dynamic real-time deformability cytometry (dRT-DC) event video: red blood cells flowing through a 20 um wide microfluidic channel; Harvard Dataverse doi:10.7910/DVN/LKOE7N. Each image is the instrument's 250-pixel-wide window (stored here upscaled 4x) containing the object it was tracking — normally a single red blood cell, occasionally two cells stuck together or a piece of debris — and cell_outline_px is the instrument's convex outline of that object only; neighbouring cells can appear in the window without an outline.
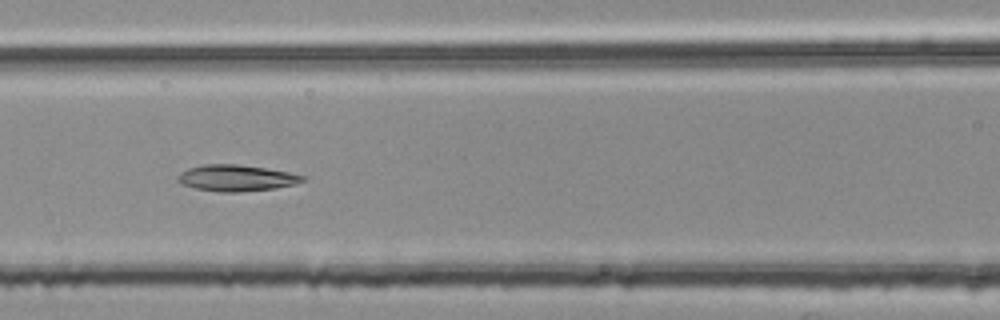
{"species": "common noctule bat (a hibernating species)", "species_latin": "Nyctalus noctula", "temperature_condition": "room temperature", "stored_images_in_passage": 38, "camera_frame_rate_fps": 3000, "um_per_image_px": 0.085, "animal": {"sex": "female", "body_mass_g": 25.1}, "frame": {"image": 1, "passage_image": 8, "time_ms": 2.333, "image_size_px": [1000, 320], "cell_outline_px": [[304, 180], [296, 184], [276, 188], [236, 192], [220, 192], [196, 188], [184, 184], [176, 180], [176, 176], [180, 172], [188, 168], [204, 164], [236, 164], [264, 168], [288, 172], [304, 176]], "centroid_in_image_um": [20.06, 15.13], "position_along_channel_um": 146.5, "area_um2": 18.96}}
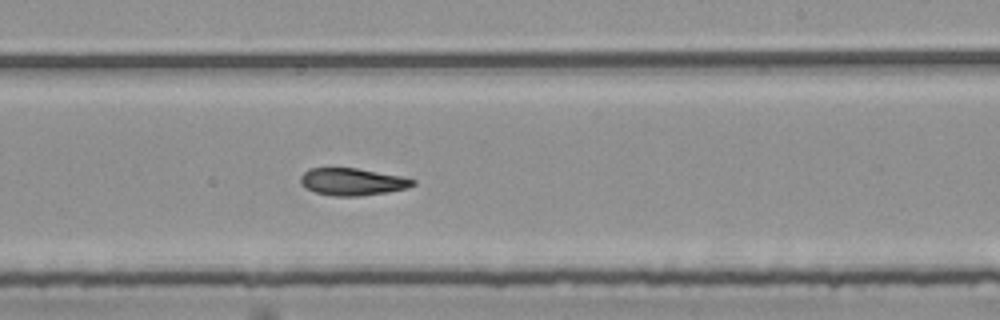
{"frame": {"image": 2, "passage_image": 17, "time_ms": 5.333, "image_size_px": [1000, 320], "cell_outline_px": [[416, 184], [408, 188], [388, 192], [360, 196], [336, 196], [316, 192], [304, 188], [300, 184], [300, 176], [308, 168], [356, 168], [400, 176], [416, 180]], "centroid_in_image_um": [29.94, 15.45], "position_along_channel_um": 259.1, "area_um2": 17.86}}
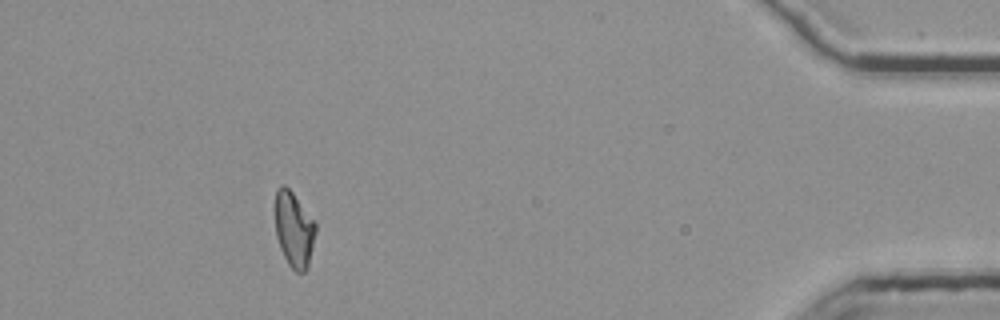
{"frame": {"image": 3, "passage_image": 34, "time_ms": 11.0, "image_size_px": [1000, 320], "cell_outline_px": [[316, 232], [308, 268], [304, 272], [296, 272], [288, 264], [280, 248], [276, 236], [276, 188], [280, 184], [284, 184], [292, 192], [316, 224]], "centroid_in_image_um": [24.99, 19.52], "position_along_channel_um": 410.2, "area_um2": 17.63}, "authors_computed_cell_mechanics": {"area_um2": 18.1781, "velocity_mm_per_s": 3.7667, "shape_relaxation_time_tau1_ms": 6.4936, "shape_relaxation_time_tau2_ms": null, "deformation_change_tau1": 0.1728, "deformation_change_tau2": null}}